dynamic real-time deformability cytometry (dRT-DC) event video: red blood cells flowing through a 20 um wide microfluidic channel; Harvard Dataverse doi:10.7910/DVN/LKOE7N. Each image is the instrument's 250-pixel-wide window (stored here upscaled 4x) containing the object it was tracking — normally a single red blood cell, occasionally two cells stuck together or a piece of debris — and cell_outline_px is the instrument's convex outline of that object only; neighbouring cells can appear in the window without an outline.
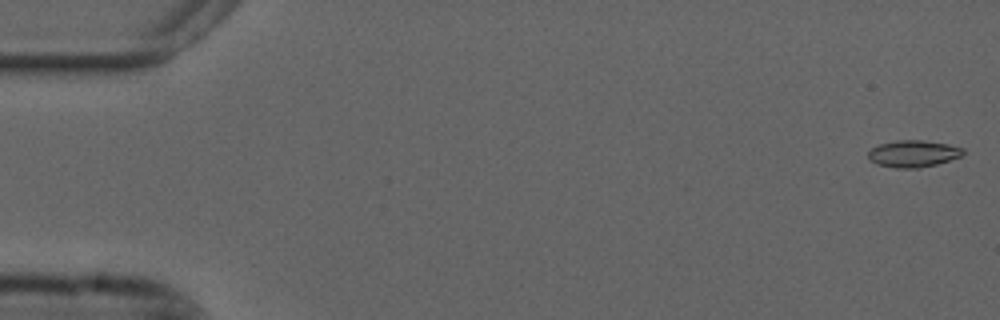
{"species": "common noctule bat (a hibernating species)", "species_latin": "Nyctalus noctula", "temperature_condition": "cold", "stored_images_in_passage": 49, "camera_frame_rate_fps": 3000, "um_per_image_px": 0.085, "animal": {"sex": "male", "forearm_length_mm": 52.5}, "frame": {"image": 1, "passage_image": 1, "time_ms": 0.0, "image_size_px": [1000, 320], "cell_outline_px": [[964, 152], [960, 156], [936, 164], [920, 168], [896, 168], [876, 164], [868, 160], [868, 152], [872, 148], [880, 144], [896, 140], [920, 140], [948, 144], [964, 148]], "centroid_in_image_um": [77.59, 13.06], "position_along_channel_um": 7.4, "area_um2": 14.8}}
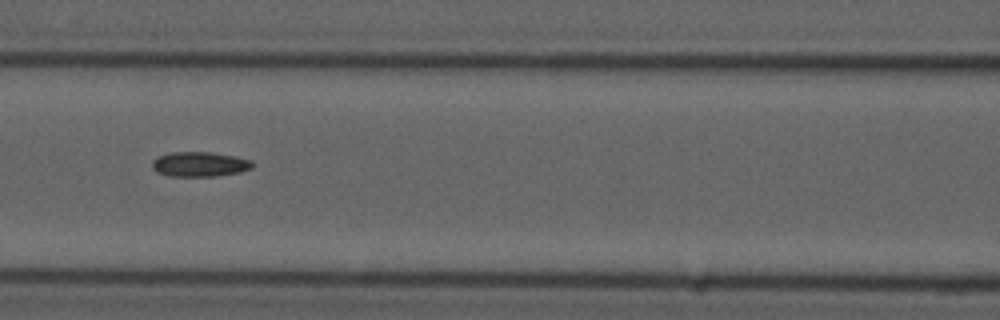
{"frame": {"image": 2, "passage_image": 24, "time_ms": 7.667, "image_size_px": [1000, 320], "cell_outline_px": [[256, 164], [252, 168], [240, 172], [216, 176], [168, 176], [156, 172], [152, 168], [152, 160], [156, 156], [172, 152], [212, 152], [252, 160]], "centroid_in_image_um": [16.96, 13.96], "position_along_channel_um": 149.6, "area_um2": 14.68}}
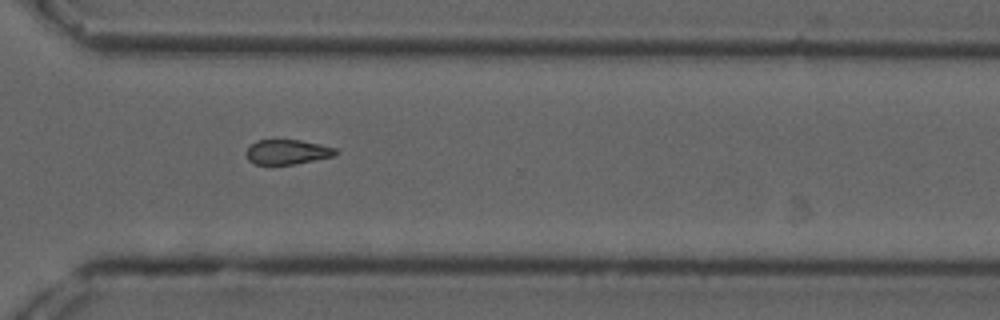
{"frame": {"image": 3, "passage_image": 40, "time_ms": 13.0, "image_size_px": [1000, 320], "cell_outline_px": [[336, 156], [296, 164], [256, 164], [248, 160], [244, 152], [256, 140], [300, 140], [320, 144], [336, 148]], "centroid_in_image_um": [24.42, 12.92], "position_along_channel_um": 346.2, "area_um2": 12.95}}